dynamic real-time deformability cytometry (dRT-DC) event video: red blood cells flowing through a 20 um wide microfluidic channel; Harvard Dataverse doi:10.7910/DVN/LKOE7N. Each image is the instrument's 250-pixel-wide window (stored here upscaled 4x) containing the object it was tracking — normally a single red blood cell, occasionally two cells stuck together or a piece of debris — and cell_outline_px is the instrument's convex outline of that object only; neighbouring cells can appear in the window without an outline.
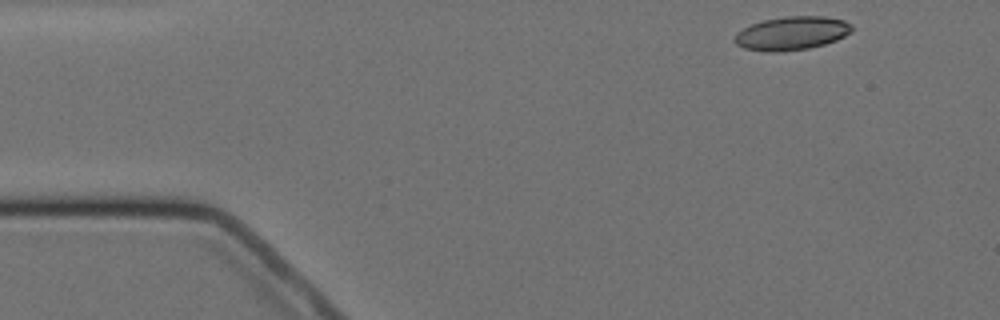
{"species": "Egyptian fruit bat (a non-hibernating species)", "species_latin": "Rousettus aegyptiacus", "temperature_condition": "cold", "stored_images_in_passage": 5, "camera_frame_rate_fps": 3000, "um_per_image_px": 0.085, "animal": {"sex": "female"}, "frame": {"image": 1, "passage_image": 1, "time_ms": 0.0, "image_size_px": [1000, 320], "cell_outline_px": [[852, 32], [836, 40], [824, 44], [808, 48], [776, 52], [768, 52], [744, 48], [736, 44], [732, 40], [736, 32], [752, 24], [764, 20], [784, 16], [824, 16], [844, 20], [852, 24]], "centroid_in_image_um": [67.29, 2.82], "position_along_channel_um": 17.7, "area_um2": 22.95}}
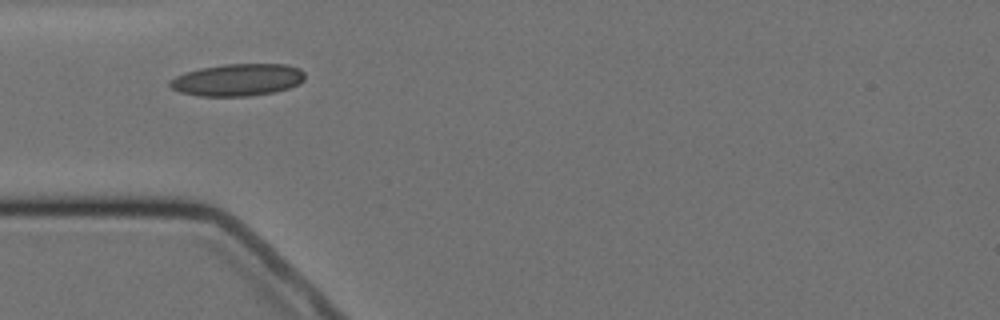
{"frame": {"image": 2, "passage_image": 4, "time_ms": 3.667, "image_size_px": [1000, 320], "cell_outline_px": [[304, 80], [288, 88], [276, 92], [248, 96], [200, 96], [180, 92], [172, 88], [168, 84], [168, 80], [184, 72], [200, 68], [224, 64], [288, 64], [300, 68], [304, 72]], "centroid_in_image_um": [20.18, 6.78], "position_along_channel_um": 64.8, "area_um2": 25.43}}
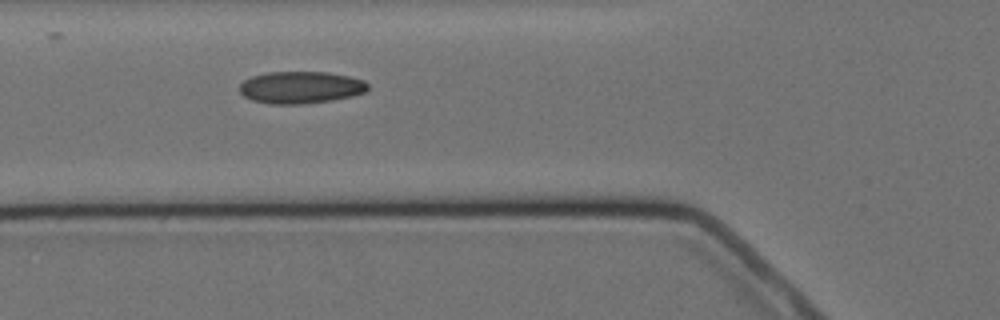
{"frame": {"image": 3, "passage_image": 5, "time_ms": 4.667, "image_size_px": [1000, 320], "cell_outline_px": [[368, 88], [364, 92], [352, 96], [332, 100], [300, 104], [268, 104], [252, 100], [244, 96], [240, 92], [240, 84], [244, 80], [252, 76], [268, 72], [328, 72], [348, 76], [364, 80], [368, 84]], "centroid_in_image_um": [25.55, 7.43], "position_along_channel_um": 100.3, "area_um2": 23.99}}